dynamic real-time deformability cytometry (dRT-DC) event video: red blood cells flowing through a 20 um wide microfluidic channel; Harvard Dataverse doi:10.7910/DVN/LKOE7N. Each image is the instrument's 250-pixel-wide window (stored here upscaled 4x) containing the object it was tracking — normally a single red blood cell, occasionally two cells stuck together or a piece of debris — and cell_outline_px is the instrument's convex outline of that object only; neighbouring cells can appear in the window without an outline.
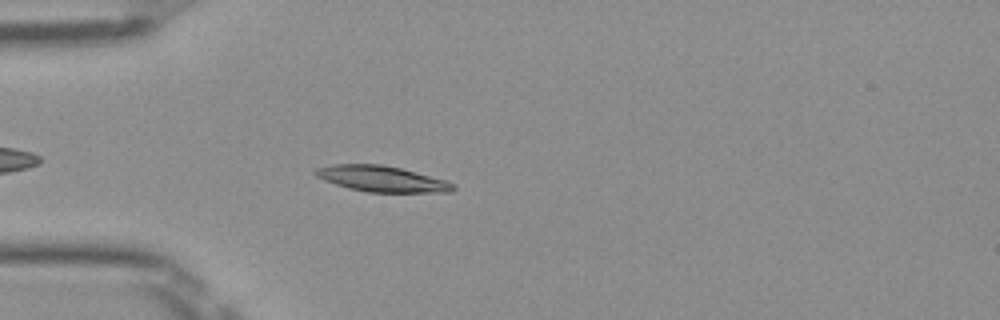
{"species": "Egyptian fruit bat (a non-hibernating species)", "species_latin": "Rousettus aegyptiacus", "temperature_condition": "room temperature", "stored_images_in_passage": 41, "camera_frame_rate_fps": 3000, "um_per_image_px": 0.085, "frame": {"image": 1, "passage_image": 5, "time_ms": 1.333, "image_size_px": [1000, 320], "cell_outline_px": [[456, 188], [452, 192], [368, 192], [348, 188], [324, 180], [316, 176], [312, 172], [316, 168], [332, 164], [380, 164], [400, 168], [416, 172], [444, 180], [456, 184]], "centroid_in_image_um": [32.43, 15.2], "position_along_channel_um": 52.6, "area_um2": 20.69}}
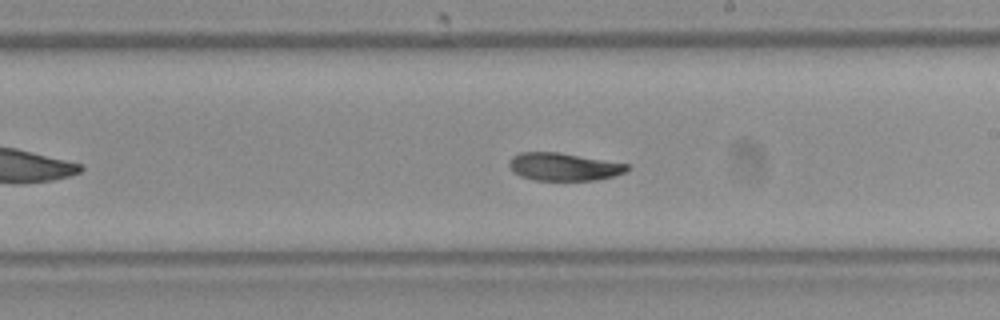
{"frame": {"image": 2, "passage_image": 20, "time_ms": 6.333, "image_size_px": [1000, 320], "cell_outline_px": [[628, 168], [624, 172], [612, 176], [596, 180], [532, 180], [520, 176], [512, 172], [508, 164], [508, 160], [512, 156], [520, 152], [560, 152], [628, 164]], "centroid_in_image_um": [47.84, 14.17], "position_along_channel_um": 241.2, "area_um2": 19.13}}
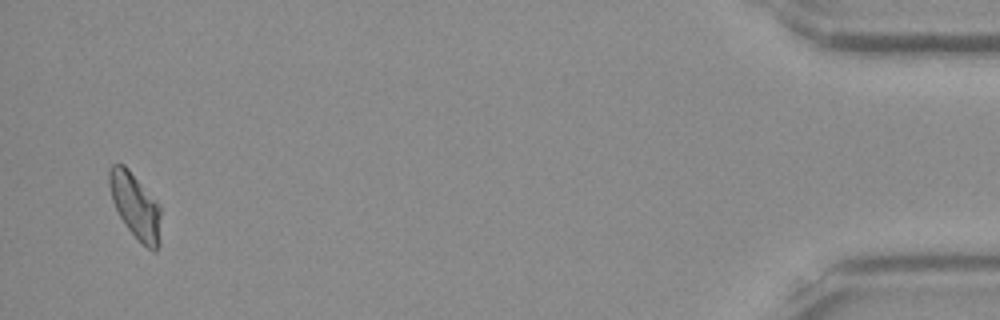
{"frame": {"image": 3, "passage_image": 40, "time_ms": 13.0, "image_size_px": [1000, 320], "cell_outline_px": [[160, 244], [156, 252], [152, 252], [128, 228], [120, 216], [112, 200], [108, 184], [108, 168], [112, 164], [124, 164], [128, 168], [160, 204]], "centroid_in_image_um": [11.51, 17.47], "position_along_channel_um": 423.7, "area_um2": 19.65}}